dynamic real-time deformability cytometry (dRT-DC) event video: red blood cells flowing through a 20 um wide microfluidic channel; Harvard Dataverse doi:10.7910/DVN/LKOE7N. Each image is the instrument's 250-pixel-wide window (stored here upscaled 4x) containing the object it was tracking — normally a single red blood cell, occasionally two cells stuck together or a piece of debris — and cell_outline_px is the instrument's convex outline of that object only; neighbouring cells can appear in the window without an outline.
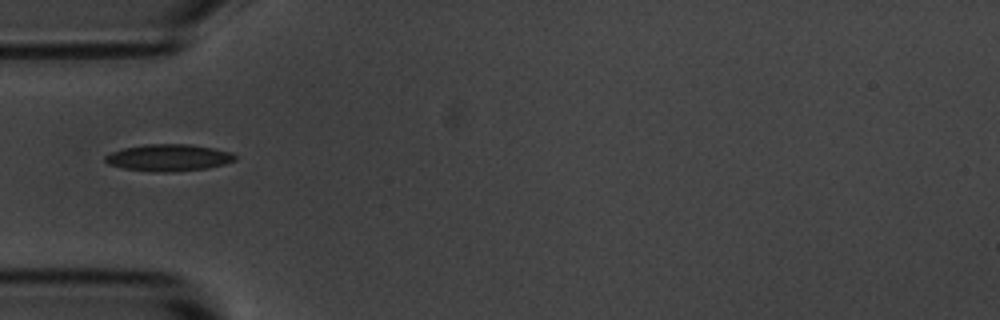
{"species": "common noctule bat (a hibernating species)", "species_latin": "Nyctalus noctula", "temperature_condition": "room temperature", "stored_images_in_passage": 38, "camera_frame_rate_fps": 3000, "um_per_image_px": 0.085, "animal": {"sex": "male", "body_mass_g": 20.1, "forearm_length_mm": 53.5}, "frame": {"image": 1, "passage_image": 1, "time_ms": 0.0, "image_size_px": [1000, 320], "cell_outline_px": [[236, 160], [224, 164], [208, 168], [172, 172], [156, 172], [124, 168], [108, 164], [104, 160], [104, 156], [112, 152], [124, 148], [144, 144], [192, 144], [232, 152], [236, 156]], "centroid_in_image_um": [14.34, 13.4], "position_along_channel_um": 70.7, "area_um2": 20.35}}
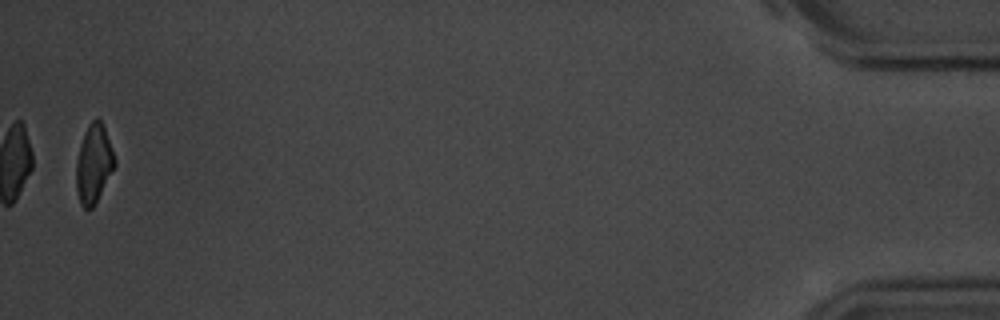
{"frame": {"image": 2, "passage_image": 38, "time_ms": 12.333, "image_size_px": [1000, 320], "cell_outline_px": [[116, 164], [92, 208], [84, 208], [80, 204], [76, 188], [76, 164], [80, 144], [84, 132], [88, 124], [96, 116], [100, 120], [104, 128], [116, 160]], "centroid_in_image_um": [7.95, 13.9], "position_along_channel_um": 427.3, "area_um2": 17.34}, "authors_computed_cell_mechanics": {"area_um2": 19.2185, "velocity_mm_per_s": 3.6249, "shape_relaxation_time_tau1_ms": 3.7357, "shape_relaxation_time_tau2_ms": 2.2647, "deformation_change_tau1": 0.1317, "deformation_change_tau2": 0.0886}}